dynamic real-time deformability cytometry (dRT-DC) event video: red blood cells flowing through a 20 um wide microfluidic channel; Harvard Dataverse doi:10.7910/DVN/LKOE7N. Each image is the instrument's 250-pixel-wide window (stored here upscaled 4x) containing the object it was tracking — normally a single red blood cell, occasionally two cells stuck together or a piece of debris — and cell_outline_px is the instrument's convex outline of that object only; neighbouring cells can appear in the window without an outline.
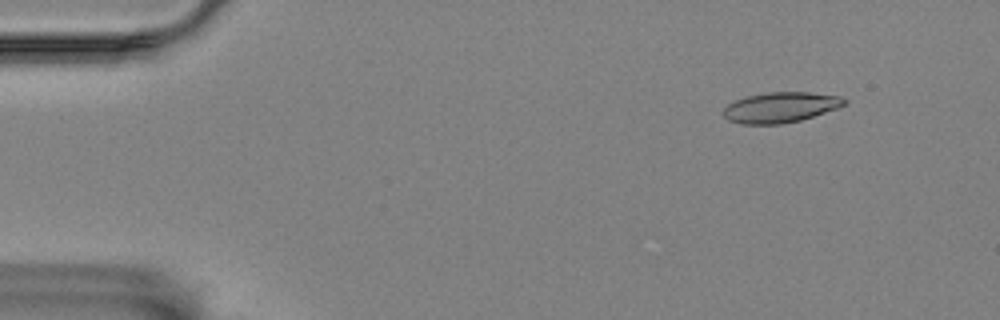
{"species": "Egyptian fruit bat (a non-hibernating species)", "species_latin": "Rousettus aegyptiacus", "temperature_condition": "room temperature", "stored_images_in_passage": 5, "camera_frame_rate_fps": 3000, "um_per_image_px": 0.085, "animal": {"sex": "female"}, "frame": {"image": 1, "passage_image": 2, "time_ms": 1.0, "image_size_px": [1000, 320], "cell_outline_px": [[848, 104], [800, 120], [780, 124], [740, 124], [728, 120], [720, 112], [728, 104], [736, 100], [748, 96], [768, 92], [808, 92], [840, 96], [848, 100]], "centroid_in_image_um": [66.32, 9.12], "position_along_channel_um": 18.7, "area_um2": 21.39}}
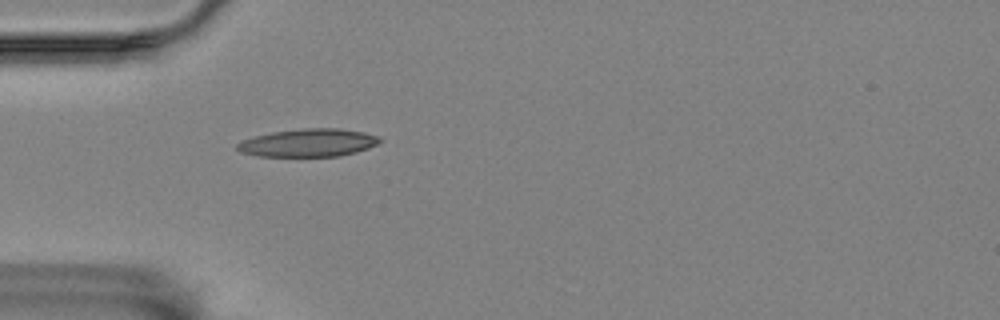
{"frame": {"image": 2, "passage_image": 5, "time_ms": 4.667, "image_size_px": [1000, 320], "cell_outline_px": [[384, 140], [368, 148], [356, 152], [340, 156], [256, 156], [240, 152], [236, 148], [236, 144], [244, 140], [256, 136], [272, 132], [300, 128], [340, 128], [364, 132], [380, 136]], "centroid_in_image_um": [26.24, 12.13], "position_along_channel_um": 58.8, "area_um2": 23.29}}